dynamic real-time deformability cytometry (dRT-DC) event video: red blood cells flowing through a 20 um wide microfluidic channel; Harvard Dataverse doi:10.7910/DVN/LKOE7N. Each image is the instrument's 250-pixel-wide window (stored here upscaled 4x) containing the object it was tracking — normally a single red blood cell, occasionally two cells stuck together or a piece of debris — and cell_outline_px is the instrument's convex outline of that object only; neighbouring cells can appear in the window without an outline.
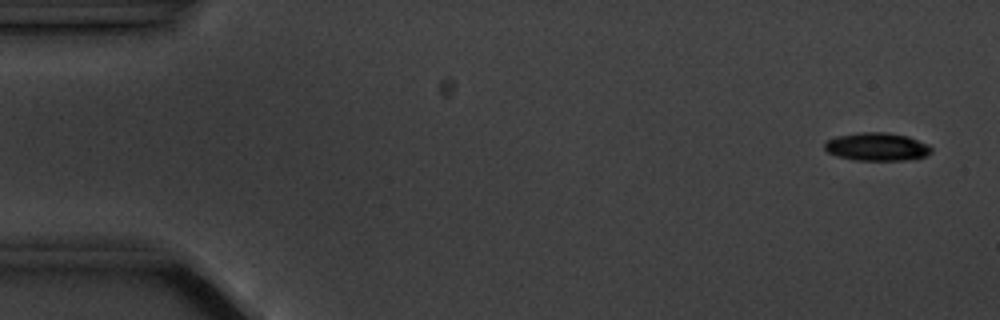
{"species": "common noctule bat (a hibernating species)", "species_latin": "Nyctalus noctula", "temperature_condition": "cold", "stored_images_in_passage": 5, "camera_frame_rate_fps": 3000, "um_per_image_px": 0.085, "animal": {"sex": "male", "body_mass_g": 20.1, "forearm_length_mm": 53.5}, "frame": {"image": 1, "passage_image": 1, "time_ms": 0.0, "image_size_px": [1000, 320], "cell_outline_px": [[932, 152], [928, 156], [904, 160], [852, 160], [836, 156], [828, 152], [824, 148], [824, 144], [828, 140], [836, 136], [860, 132], [888, 132], [908, 136], [928, 144], [932, 148]], "centroid_in_image_um": [74.55, 12.47], "position_along_channel_um": 10.5, "area_um2": 17.63}}